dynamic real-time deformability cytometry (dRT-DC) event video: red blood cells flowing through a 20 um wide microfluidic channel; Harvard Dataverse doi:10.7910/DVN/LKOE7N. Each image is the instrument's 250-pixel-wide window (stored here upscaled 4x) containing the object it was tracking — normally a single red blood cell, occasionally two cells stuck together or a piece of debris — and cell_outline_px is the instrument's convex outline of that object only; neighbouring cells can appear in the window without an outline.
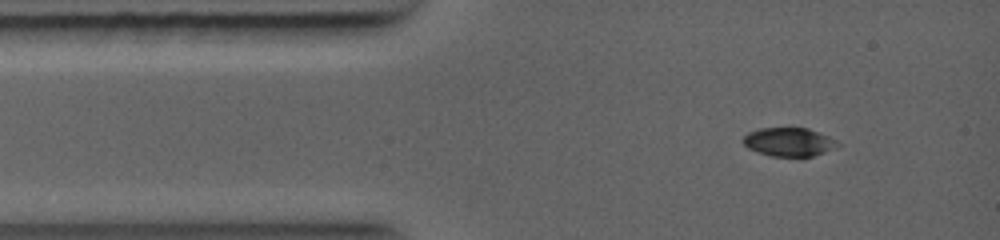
{"species": "common noctule bat (a hibernating species)", "species_latin": "Nyctalus noctula", "temperature_condition": "warm", "stored_images_in_passage": 2, "camera_frame_rate_fps": 5000, "um_per_image_px": 0.085, "animal": {"sex": "female", "body_mass_g": 19.0, "forearm_length_mm": 56.7}, "frame": {"image": 1, "passage_image": 1, "time_ms": 0.0, "image_size_px": [1000, 240], "cell_outline_px": [[840, 144], [836, 148], [812, 156], [772, 156], [756, 152], [748, 148], [740, 140], [748, 132], [760, 128], [808, 128], [828, 136]], "centroid_in_image_um": [67.02, 12.06], "position_along_channel_um": 18.0, "area_um2": 15.72}}